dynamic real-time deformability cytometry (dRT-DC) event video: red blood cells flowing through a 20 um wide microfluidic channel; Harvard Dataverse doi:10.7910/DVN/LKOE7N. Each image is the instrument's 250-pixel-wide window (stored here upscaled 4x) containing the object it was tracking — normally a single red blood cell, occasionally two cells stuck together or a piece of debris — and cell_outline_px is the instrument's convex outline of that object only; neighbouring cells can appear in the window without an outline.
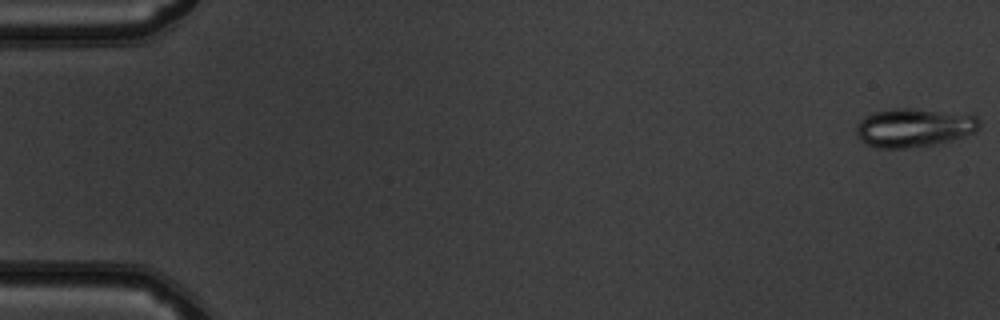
{"species": "common noctule bat (a hibernating species)", "species_latin": "Nyctalus noctula", "temperature_condition": "warm", "stored_images_in_passage": 46, "segment_of_instrument_passage": [1, 2], "camera_frame_rate_fps": 3000, "um_per_image_px": 0.085, "animal": {"sex": "male", "body_mass_g": 19.5, "forearm_length_mm": 54.6}, "frame": {"image": 1, "passage_image": 1, "time_ms": 0.0, "image_size_px": [1000, 320], "cell_outline_px": [[980, 124], [972, 132], [964, 136], [936, 144], [908, 148], [876, 148], [864, 144], [860, 140], [856, 132], [856, 124], [864, 116], [876, 112], [896, 108], [908, 108], [976, 116], [980, 120]], "centroid_in_image_um": [77.6, 10.87], "position_along_channel_um": 7.4, "area_um2": 27.4}}
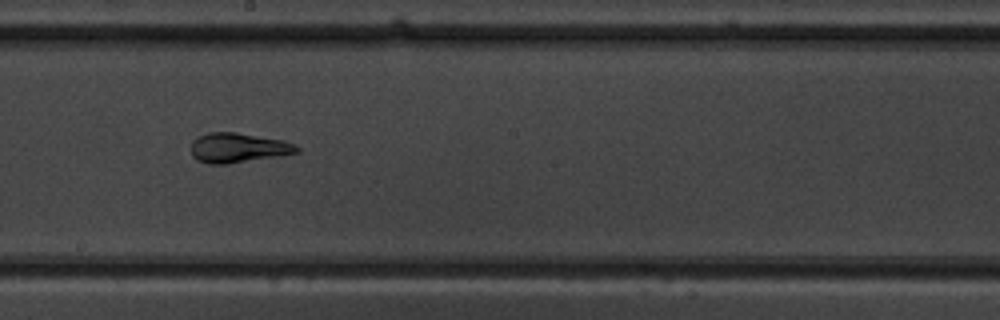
{"frame": {"image": 2, "passage_image": 29, "time_ms": 9.333, "image_size_px": [1000, 320], "cell_outline_px": [[300, 152], [228, 164], [208, 164], [196, 160], [192, 156], [192, 140], [208, 132], [236, 132], [284, 140], [296, 144], [300, 148]], "centroid_in_image_um": [20.24, 12.56], "position_along_channel_um": 228.0, "area_um2": 18.38}}
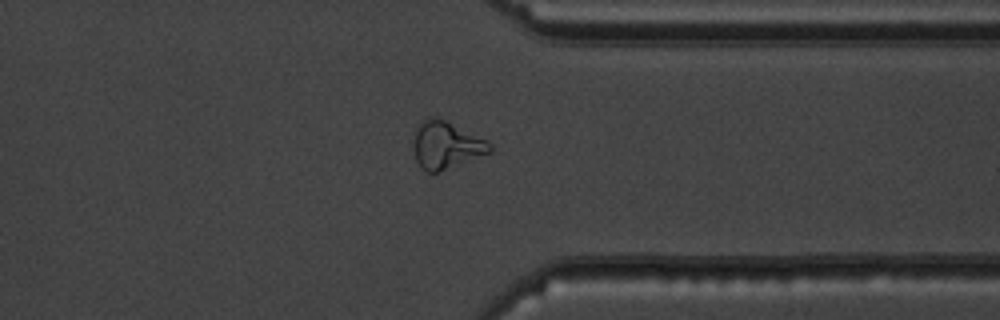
{"frame": {"image": 3, "passage_image": 40, "time_ms": 13.0, "image_size_px": [1000, 320], "cell_outline_px": [[492, 152], [440, 172], [428, 172], [420, 168], [416, 160], [416, 124], [428, 116], [444, 120], [488, 140], [492, 144]], "centroid_in_image_um": [37.96, 12.34], "position_along_channel_um": 373.4, "area_um2": 20.87}}